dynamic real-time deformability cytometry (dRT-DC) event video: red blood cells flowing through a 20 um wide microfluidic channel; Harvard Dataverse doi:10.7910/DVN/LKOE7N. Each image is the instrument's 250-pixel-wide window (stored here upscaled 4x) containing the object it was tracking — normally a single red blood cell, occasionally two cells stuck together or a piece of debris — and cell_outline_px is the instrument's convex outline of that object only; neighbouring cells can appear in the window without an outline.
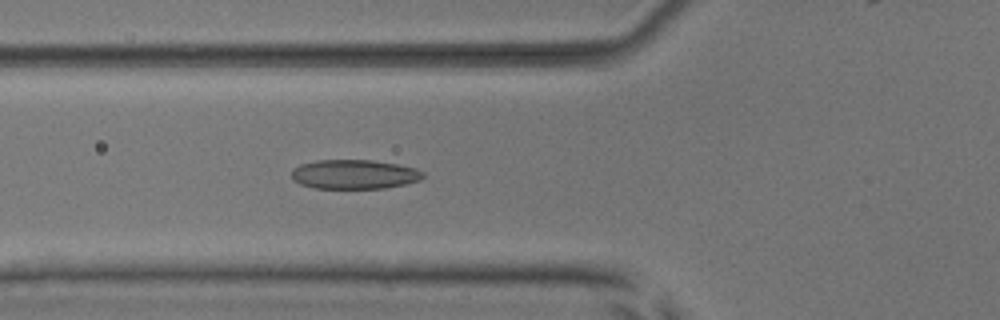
{"species": "common noctule bat (a hibernating species)", "species_latin": "Nyctalus noctula", "temperature_condition": "room temperature", "stored_images_in_passage": 43, "camera_frame_rate_fps": 3000, "um_per_image_px": 0.085, "animal": {"sex": "male", "body_mass_g": 17.9, "forearm_length_mm": 54.2}, "frame": {"image": 1, "passage_image": 10, "time_ms": 3.0, "image_size_px": [1000, 320], "cell_outline_px": [[424, 176], [420, 180], [404, 184], [384, 188], [316, 188], [300, 184], [292, 180], [292, 168], [300, 164], [316, 160], [372, 160], [396, 164], [416, 168], [424, 172]], "centroid_in_image_um": [30.09, 14.81], "position_along_channel_um": 95.7, "area_um2": 22.48}}
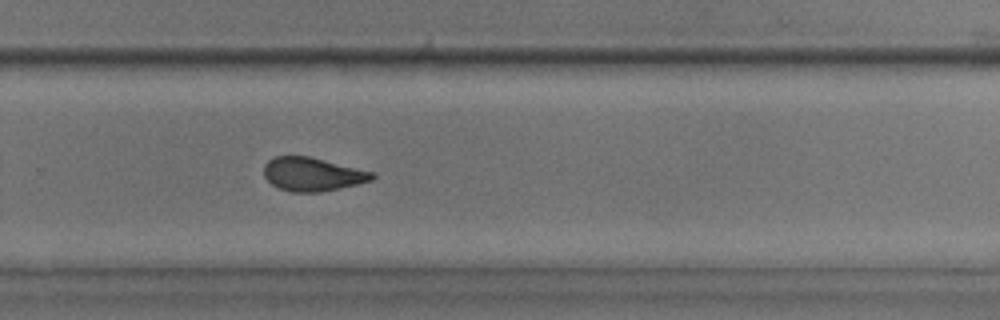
{"frame": {"image": 2, "passage_image": 26, "time_ms": 8.333, "image_size_px": [1000, 320], "cell_outline_px": [[376, 176], [372, 180], [340, 188], [320, 192], [292, 192], [280, 188], [272, 184], [264, 176], [264, 164], [272, 156], [308, 156], [372, 172]], "centroid_in_image_um": [26.52, 14.81], "position_along_channel_um": 303.3, "area_um2": 20.92}}
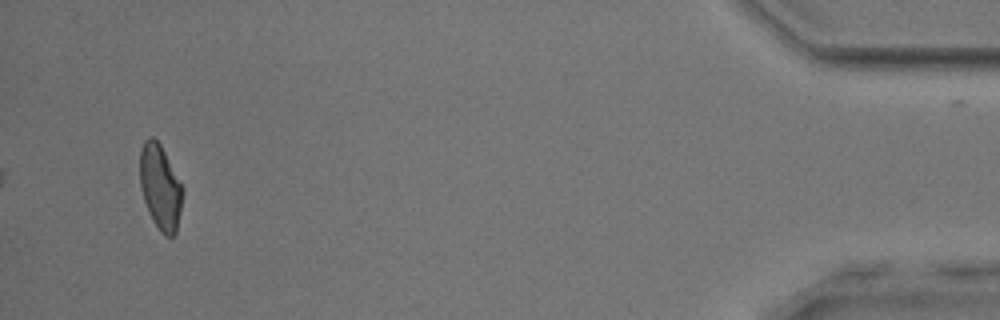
{"frame": {"image": 3, "passage_image": 41, "time_ms": 13.333, "image_size_px": [1000, 320], "cell_outline_px": [[184, 192], [176, 232], [172, 236], [164, 236], [160, 232], [152, 220], [144, 200], [140, 188], [140, 148], [144, 140], [148, 136], [152, 136], [160, 144], [184, 188]], "centroid_in_image_um": [13.62, 15.9], "position_along_channel_um": 421.6, "area_um2": 21.27}, "authors_computed_cell_mechanics": {"area_um2": 21.8484, "velocity_mm_per_s": 3.8976, "shape_relaxation_time_tau1_ms": 4.844, "shape_relaxation_time_tau2_ms": 2.0374, "deformation_change_tau1": 0.1435, "deformation_change_tau2": 0.0801}}